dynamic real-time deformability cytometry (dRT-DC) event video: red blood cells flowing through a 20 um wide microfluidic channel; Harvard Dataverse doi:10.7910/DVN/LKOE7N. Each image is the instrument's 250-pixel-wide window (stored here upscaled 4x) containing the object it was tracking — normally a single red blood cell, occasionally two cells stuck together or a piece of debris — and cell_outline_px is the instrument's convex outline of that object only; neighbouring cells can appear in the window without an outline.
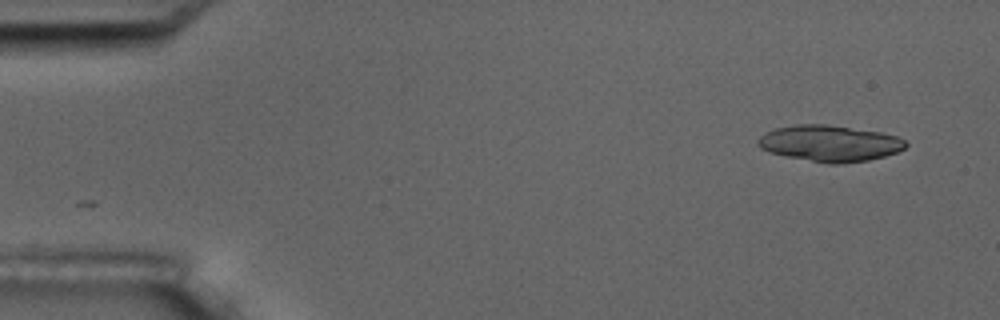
{"species": "common noctule bat (a hibernating species)", "species_latin": "Nyctalus noctula", "temperature_condition": "room temperature", "stored_images_in_passage": 2, "camera_frame_rate_fps": 3000, "um_per_image_px": 0.085, "animal": {"sex": "male", "body_mass_g": 17.5, "forearm_length_mm": 52.3}, "frame": {"image": 1, "passage_image": 2, "time_ms": 1.0, "image_size_px": [1000, 320], "cell_outline_px": [[908, 144], [904, 148], [896, 152], [884, 156], [868, 160], [840, 164], [828, 164], [768, 152], [760, 148], [756, 144], [756, 140], [760, 136], [776, 128], [796, 124], [828, 124], [880, 132], [896, 136], [904, 140]], "centroid_in_image_um": [70.51, 12.18], "position_along_channel_um": 14.5, "area_um2": 31.1}}